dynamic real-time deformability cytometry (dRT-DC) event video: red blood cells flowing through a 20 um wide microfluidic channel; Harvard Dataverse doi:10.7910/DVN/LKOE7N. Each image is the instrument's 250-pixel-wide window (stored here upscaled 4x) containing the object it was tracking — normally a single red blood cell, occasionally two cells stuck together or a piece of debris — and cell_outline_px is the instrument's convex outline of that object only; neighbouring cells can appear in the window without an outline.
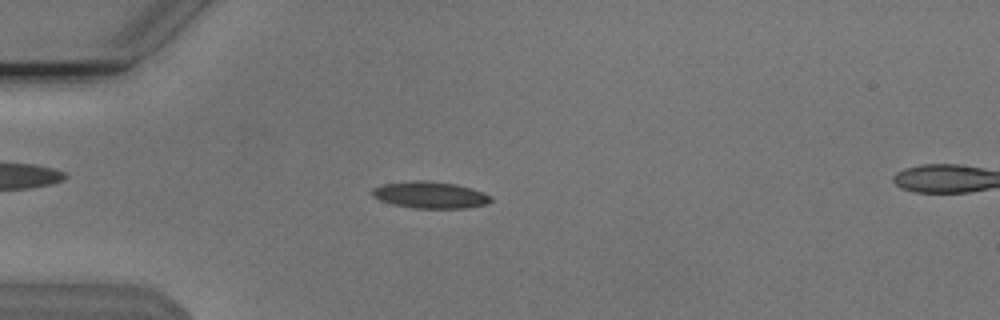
{"species": "Egyptian fruit bat (a non-hibernating species)", "species_latin": "Rousettus aegyptiacus", "temperature_condition": "cold", "stored_images_in_passage": 41, "camera_frame_rate_fps": 3000, "um_per_image_px": 0.085, "animal": {"sex": "male"}, "frame": {"image": 1, "passage_image": 2, "time_ms": 0.333, "image_size_px": [1000, 320], "cell_outline_px": [[492, 200], [488, 204], [464, 208], [412, 208], [392, 204], [380, 200], [372, 196], [372, 188], [380, 184], [408, 180], [428, 180], [456, 184], [472, 188], [492, 196]], "centroid_in_image_um": [36.54, 16.55], "position_along_channel_um": 48.5, "area_um2": 18.79}}
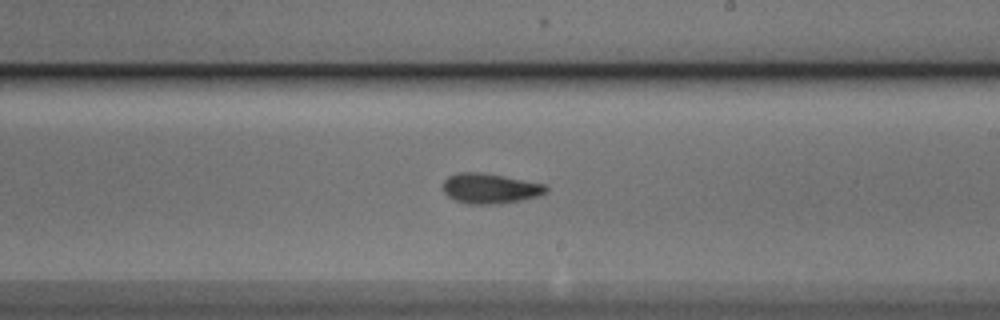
{"frame": {"image": 2, "passage_image": 19, "time_ms": 6.0, "image_size_px": [1000, 320], "cell_outline_px": [[548, 192], [536, 196], [520, 200], [500, 204], [468, 204], [456, 200], [448, 196], [444, 192], [444, 180], [448, 176], [460, 172], [484, 172], [544, 184], [548, 188]], "centroid_in_image_um": [41.65, 16.01], "position_along_channel_um": 247.4, "area_um2": 18.03}}
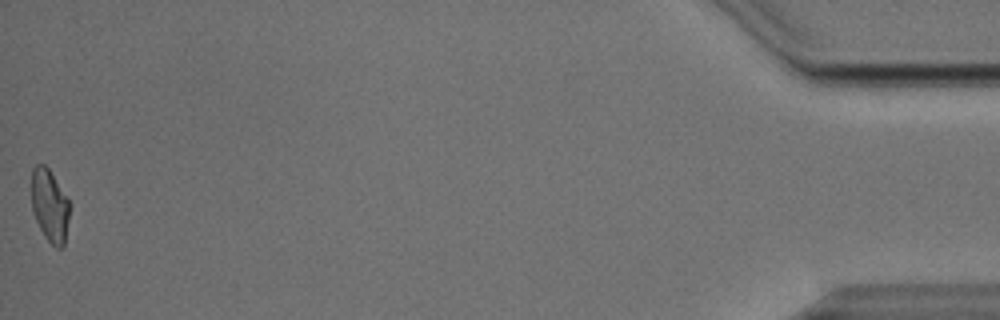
{"frame": {"image": 3, "passage_image": 41, "time_ms": 13.333, "image_size_px": [1000, 320], "cell_outline_px": [[68, 216], [64, 244], [60, 248], [56, 248], [44, 236], [32, 212], [32, 168], [36, 164], [44, 164], [48, 168], [68, 200]], "centroid_in_image_um": [4.19, 17.47], "position_along_channel_um": 431.0, "area_um2": 15.66}, "authors_computed_cell_mechanics": {"area_um2": 17.2244, "velocity_mm_per_s": 3.8137, "shape_relaxation_time_tau1_ms": 6.4855, "shape_relaxation_time_tau2_ms": 7.4992, "deformation_change_tau1": 0.1778, "deformation_change_tau2": 0.1577}}